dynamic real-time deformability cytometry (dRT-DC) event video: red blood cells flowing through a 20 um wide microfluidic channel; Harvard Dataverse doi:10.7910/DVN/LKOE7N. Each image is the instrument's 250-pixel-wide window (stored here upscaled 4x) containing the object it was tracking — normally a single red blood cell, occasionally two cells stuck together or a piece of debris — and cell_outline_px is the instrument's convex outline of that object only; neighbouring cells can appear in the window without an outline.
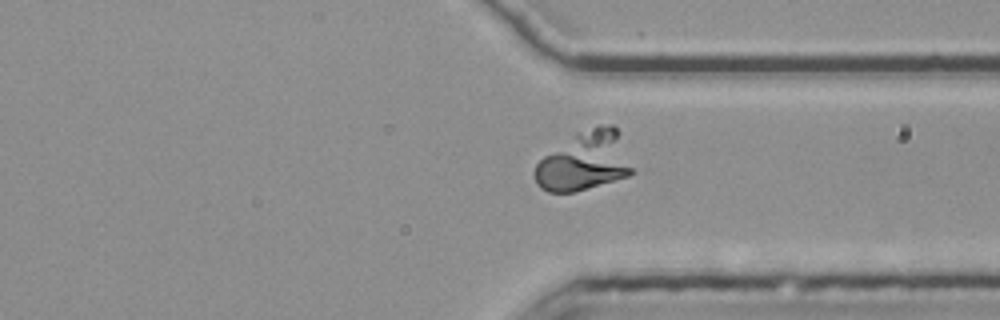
{"species": "common noctule bat (a hibernating species)", "species_latin": "Nyctalus noctula", "temperature_condition": "room temperature", "stored_images_in_passage": 44, "segment_of_instrument_passage": [2, 3], "camera_frame_rate_fps": 3000, "um_per_image_px": 0.085, "animal": {"sex": "female", "body_mass_g": 25.1}, "frame": {"image": 1, "passage_image": 30, "time_ms": 9.667, "image_size_px": [1000, 320], "cell_outline_px": [[636, 172], [628, 176], [572, 192], [548, 192], [540, 188], [536, 184], [532, 176], [532, 172], [536, 164], [544, 156], [576, 132], [600, 124], [612, 124], [620, 132]], "centroid_in_image_um": [49.7, 13.69], "position_along_channel_um": 361.7, "area_um2": 34.04}}